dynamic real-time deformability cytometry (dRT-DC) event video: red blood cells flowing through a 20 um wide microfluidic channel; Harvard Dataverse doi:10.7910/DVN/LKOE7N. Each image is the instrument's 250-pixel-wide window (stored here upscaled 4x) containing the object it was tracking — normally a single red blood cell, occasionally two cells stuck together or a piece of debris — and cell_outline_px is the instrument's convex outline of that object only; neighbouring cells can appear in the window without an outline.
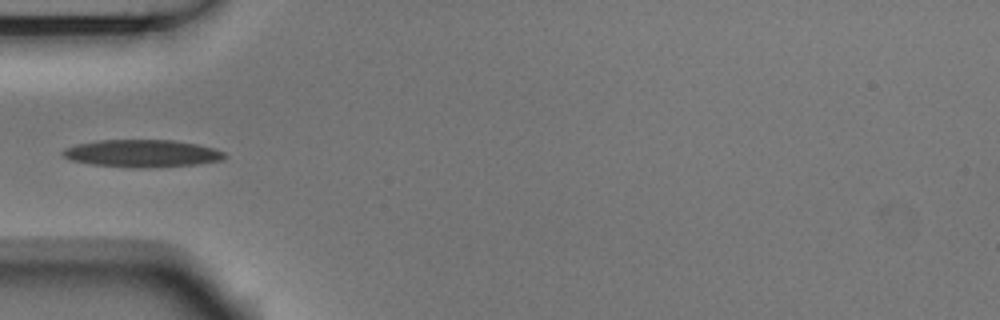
{"species": "Egyptian fruit bat (a non-hibernating species)", "species_latin": "Rousettus aegyptiacus", "temperature_condition": "room temperature", "stored_images_in_passage": 5, "camera_frame_rate_fps": 3000, "um_per_image_px": 0.085, "animal": {"sex": "male"}, "frame": {"image": 1, "passage_image": 5, "time_ms": 1.333, "image_size_px": [1000, 320], "cell_outline_px": [[228, 156], [224, 160], [196, 164], [144, 168], [132, 168], [92, 164], [72, 160], [64, 156], [60, 152], [64, 148], [76, 144], [96, 140], [172, 140], [196, 144], [216, 148], [224, 152]], "centroid_in_image_um": [12.09, 13.04], "position_along_channel_um": 72.9, "area_um2": 26.01}}